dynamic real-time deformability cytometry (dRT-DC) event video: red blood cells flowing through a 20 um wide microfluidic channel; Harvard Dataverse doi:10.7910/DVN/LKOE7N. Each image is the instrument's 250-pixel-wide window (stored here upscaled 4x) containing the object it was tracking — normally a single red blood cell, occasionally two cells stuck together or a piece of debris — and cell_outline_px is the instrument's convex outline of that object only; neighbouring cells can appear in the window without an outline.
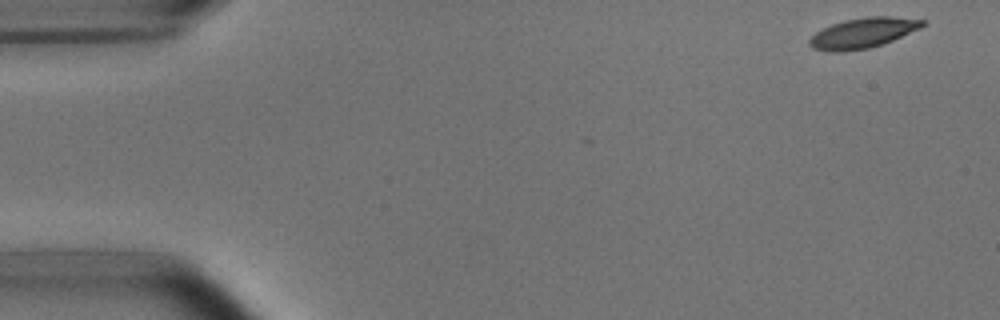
{"species": "common noctule bat (a hibernating species)", "species_latin": "Nyctalus noctula", "temperature_condition": "room temperature", "stored_images_in_passage": 6, "camera_frame_rate_fps": 3000, "um_per_image_px": 0.085, "animal": {"sex": "male", "body_mass_g": 15.6}, "frame": {"image": 1, "passage_image": 1, "time_ms": 0.0, "image_size_px": [1000, 320], "cell_outline_px": [[928, 24], [920, 28], [884, 44], [868, 48], [844, 52], [828, 52], [812, 48], [808, 44], [808, 40], [816, 32], [832, 24], [844, 20], [864, 16], [892, 16], [924, 20]], "centroid_in_image_um": [73.35, 2.8], "position_along_channel_um": 11.7, "area_um2": 20.11}}